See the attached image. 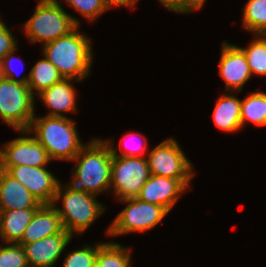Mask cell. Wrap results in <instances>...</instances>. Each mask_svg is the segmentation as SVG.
Wrapping results in <instances>:
<instances>
[{
    "label": "cell",
    "instance_id": "7",
    "mask_svg": "<svg viewBox=\"0 0 266 267\" xmlns=\"http://www.w3.org/2000/svg\"><path fill=\"white\" fill-rule=\"evenodd\" d=\"M127 203L126 207L116 216L106 232L109 236L127 234L129 232H144L158 225L169 213L161 205H155L129 198L119 200Z\"/></svg>",
    "mask_w": 266,
    "mask_h": 267
},
{
    "label": "cell",
    "instance_id": "22",
    "mask_svg": "<svg viewBox=\"0 0 266 267\" xmlns=\"http://www.w3.org/2000/svg\"><path fill=\"white\" fill-rule=\"evenodd\" d=\"M130 251L129 247L105 242L98 249L95 265L97 267H130Z\"/></svg>",
    "mask_w": 266,
    "mask_h": 267
},
{
    "label": "cell",
    "instance_id": "27",
    "mask_svg": "<svg viewBox=\"0 0 266 267\" xmlns=\"http://www.w3.org/2000/svg\"><path fill=\"white\" fill-rule=\"evenodd\" d=\"M135 136L139 137V143H140L141 142L140 139H141V137H143L142 134L129 132L126 136L124 135V138L121 139L122 143L120 142V144H119V146H120L119 149L123 153L121 152L119 154L117 153V148H114V145L112 144V142H110L109 140H105L108 143V145H109V147L111 149L112 156L143 157L144 154L146 153L145 151L147 150V146H148L147 138H144L146 140L145 144L141 143L142 145L141 144H139V145L137 144L136 145L137 142L135 144L132 142V138L135 137ZM134 139H137V138H134ZM136 141H138V140H136ZM131 144H132V146H131Z\"/></svg>",
    "mask_w": 266,
    "mask_h": 267
},
{
    "label": "cell",
    "instance_id": "28",
    "mask_svg": "<svg viewBox=\"0 0 266 267\" xmlns=\"http://www.w3.org/2000/svg\"><path fill=\"white\" fill-rule=\"evenodd\" d=\"M65 2L89 21H94L111 8L105 0H65Z\"/></svg>",
    "mask_w": 266,
    "mask_h": 267
},
{
    "label": "cell",
    "instance_id": "21",
    "mask_svg": "<svg viewBox=\"0 0 266 267\" xmlns=\"http://www.w3.org/2000/svg\"><path fill=\"white\" fill-rule=\"evenodd\" d=\"M248 121L266 126V93L252 92L241 100V127Z\"/></svg>",
    "mask_w": 266,
    "mask_h": 267
},
{
    "label": "cell",
    "instance_id": "13",
    "mask_svg": "<svg viewBox=\"0 0 266 267\" xmlns=\"http://www.w3.org/2000/svg\"><path fill=\"white\" fill-rule=\"evenodd\" d=\"M72 237L63 229L35 242L18 244L24 248L29 267H53Z\"/></svg>",
    "mask_w": 266,
    "mask_h": 267
},
{
    "label": "cell",
    "instance_id": "29",
    "mask_svg": "<svg viewBox=\"0 0 266 267\" xmlns=\"http://www.w3.org/2000/svg\"><path fill=\"white\" fill-rule=\"evenodd\" d=\"M10 29L0 20V63L11 51L17 49V42Z\"/></svg>",
    "mask_w": 266,
    "mask_h": 267
},
{
    "label": "cell",
    "instance_id": "25",
    "mask_svg": "<svg viewBox=\"0 0 266 267\" xmlns=\"http://www.w3.org/2000/svg\"><path fill=\"white\" fill-rule=\"evenodd\" d=\"M102 244L99 242L94 247L84 245L82 249H77L69 253L66 255L62 267H94L98 249Z\"/></svg>",
    "mask_w": 266,
    "mask_h": 267
},
{
    "label": "cell",
    "instance_id": "17",
    "mask_svg": "<svg viewBox=\"0 0 266 267\" xmlns=\"http://www.w3.org/2000/svg\"><path fill=\"white\" fill-rule=\"evenodd\" d=\"M42 204L17 179L3 172L0 180L1 210L39 208Z\"/></svg>",
    "mask_w": 266,
    "mask_h": 267
},
{
    "label": "cell",
    "instance_id": "15",
    "mask_svg": "<svg viewBox=\"0 0 266 267\" xmlns=\"http://www.w3.org/2000/svg\"><path fill=\"white\" fill-rule=\"evenodd\" d=\"M73 79H62L50 88L41 91L38 97L49 107L50 112L45 116L51 117H67L62 112H77L76 91L72 86Z\"/></svg>",
    "mask_w": 266,
    "mask_h": 267
},
{
    "label": "cell",
    "instance_id": "2",
    "mask_svg": "<svg viewBox=\"0 0 266 267\" xmlns=\"http://www.w3.org/2000/svg\"><path fill=\"white\" fill-rule=\"evenodd\" d=\"M77 26L69 34L45 43L43 55L57 68L64 79L80 82L90 75L93 60L90 38Z\"/></svg>",
    "mask_w": 266,
    "mask_h": 267
},
{
    "label": "cell",
    "instance_id": "20",
    "mask_svg": "<svg viewBox=\"0 0 266 267\" xmlns=\"http://www.w3.org/2000/svg\"><path fill=\"white\" fill-rule=\"evenodd\" d=\"M43 57L37 61L29 73L27 85L33 95L35 90L39 94L63 79L57 68L45 56Z\"/></svg>",
    "mask_w": 266,
    "mask_h": 267
},
{
    "label": "cell",
    "instance_id": "8",
    "mask_svg": "<svg viewBox=\"0 0 266 267\" xmlns=\"http://www.w3.org/2000/svg\"><path fill=\"white\" fill-rule=\"evenodd\" d=\"M151 175L178 179L186 188L194 177L192 164L173 138H168L148 153Z\"/></svg>",
    "mask_w": 266,
    "mask_h": 267
},
{
    "label": "cell",
    "instance_id": "34",
    "mask_svg": "<svg viewBox=\"0 0 266 267\" xmlns=\"http://www.w3.org/2000/svg\"><path fill=\"white\" fill-rule=\"evenodd\" d=\"M202 6L206 0H197Z\"/></svg>",
    "mask_w": 266,
    "mask_h": 267
},
{
    "label": "cell",
    "instance_id": "10",
    "mask_svg": "<svg viewBox=\"0 0 266 267\" xmlns=\"http://www.w3.org/2000/svg\"><path fill=\"white\" fill-rule=\"evenodd\" d=\"M6 172L17 179L42 204L52 205L60 181L45 167H9Z\"/></svg>",
    "mask_w": 266,
    "mask_h": 267
},
{
    "label": "cell",
    "instance_id": "11",
    "mask_svg": "<svg viewBox=\"0 0 266 267\" xmlns=\"http://www.w3.org/2000/svg\"><path fill=\"white\" fill-rule=\"evenodd\" d=\"M0 149L4 170L12 166L45 167L52 161L46 149L33 137H18Z\"/></svg>",
    "mask_w": 266,
    "mask_h": 267
},
{
    "label": "cell",
    "instance_id": "33",
    "mask_svg": "<svg viewBox=\"0 0 266 267\" xmlns=\"http://www.w3.org/2000/svg\"><path fill=\"white\" fill-rule=\"evenodd\" d=\"M4 166H3V161H2V158H1V155H0V180H1V177H2V174L4 172Z\"/></svg>",
    "mask_w": 266,
    "mask_h": 267
},
{
    "label": "cell",
    "instance_id": "3",
    "mask_svg": "<svg viewBox=\"0 0 266 267\" xmlns=\"http://www.w3.org/2000/svg\"><path fill=\"white\" fill-rule=\"evenodd\" d=\"M75 123L68 117L34 116L28 130L20 134L35 133L36 140L46 149L51 160H72L86 145L78 136Z\"/></svg>",
    "mask_w": 266,
    "mask_h": 267
},
{
    "label": "cell",
    "instance_id": "19",
    "mask_svg": "<svg viewBox=\"0 0 266 267\" xmlns=\"http://www.w3.org/2000/svg\"><path fill=\"white\" fill-rule=\"evenodd\" d=\"M219 96L213 111V120L217 128L225 132H235L241 127V100L232 93Z\"/></svg>",
    "mask_w": 266,
    "mask_h": 267
},
{
    "label": "cell",
    "instance_id": "16",
    "mask_svg": "<svg viewBox=\"0 0 266 267\" xmlns=\"http://www.w3.org/2000/svg\"><path fill=\"white\" fill-rule=\"evenodd\" d=\"M63 230L61 219L53 205H41L34 213L19 243H31L58 234Z\"/></svg>",
    "mask_w": 266,
    "mask_h": 267
},
{
    "label": "cell",
    "instance_id": "4",
    "mask_svg": "<svg viewBox=\"0 0 266 267\" xmlns=\"http://www.w3.org/2000/svg\"><path fill=\"white\" fill-rule=\"evenodd\" d=\"M79 25V20L65 12L58 0H39L22 29L30 42L45 44L69 34Z\"/></svg>",
    "mask_w": 266,
    "mask_h": 267
},
{
    "label": "cell",
    "instance_id": "18",
    "mask_svg": "<svg viewBox=\"0 0 266 267\" xmlns=\"http://www.w3.org/2000/svg\"><path fill=\"white\" fill-rule=\"evenodd\" d=\"M38 208L3 210L0 217V238L7 243H19Z\"/></svg>",
    "mask_w": 266,
    "mask_h": 267
},
{
    "label": "cell",
    "instance_id": "12",
    "mask_svg": "<svg viewBox=\"0 0 266 267\" xmlns=\"http://www.w3.org/2000/svg\"><path fill=\"white\" fill-rule=\"evenodd\" d=\"M218 74L226 83V91L240 92L252 76L245 54L237 45L222 43Z\"/></svg>",
    "mask_w": 266,
    "mask_h": 267
},
{
    "label": "cell",
    "instance_id": "6",
    "mask_svg": "<svg viewBox=\"0 0 266 267\" xmlns=\"http://www.w3.org/2000/svg\"><path fill=\"white\" fill-rule=\"evenodd\" d=\"M34 101L28 85L0 76V118L8 126L17 131L28 130L36 115Z\"/></svg>",
    "mask_w": 266,
    "mask_h": 267
},
{
    "label": "cell",
    "instance_id": "1",
    "mask_svg": "<svg viewBox=\"0 0 266 267\" xmlns=\"http://www.w3.org/2000/svg\"><path fill=\"white\" fill-rule=\"evenodd\" d=\"M72 161H76V166L71 184L65 185L69 190L95 196L111 190L112 152L105 140L92 139Z\"/></svg>",
    "mask_w": 266,
    "mask_h": 267
},
{
    "label": "cell",
    "instance_id": "30",
    "mask_svg": "<svg viewBox=\"0 0 266 267\" xmlns=\"http://www.w3.org/2000/svg\"><path fill=\"white\" fill-rule=\"evenodd\" d=\"M168 10L176 13H190L203 6L197 0H159Z\"/></svg>",
    "mask_w": 266,
    "mask_h": 267
},
{
    "label": "cell",
    "instance_id": "24",
    "mask_svg": "<svg viewBox=\"0 0 266 267\" xmlns=\"http://www.w3.org/2000/svg\"><path fill=\"white\" fill-rule=\"evenodd\" d=\"M257 37L247 48L240 49L246 56L251 73L266 76V35L260 34Z\"/></svg>",
    "mask_w": 266,
    "mask_h": 267
},
{
    "label": "cell",
    "instance_id": "32",
    "mask_svg": "<svg viewBox=\"0 0 266 267\" xmlns=\"http://www.w3.org/2000/svg\"><path fill=\"white\" fill-rule=\"evenodd\" d=\"M112 8L113 6H126L133 8L138 0H105Z\"/></svg>",
    "mask_w": 266,
    "mask_h": 267
},
{
    "label": "cell",
    "instance_id": "23",
    "mask_svg": "<svg viewBox=\"0 0 266 267\" xmlns=\"http://www.w3.org/2000/svg\"><path fill=\"white\" fill-rule=\"evenodd\" d=\"M244 7V29L256 35H266V0H248Z\"/></svg>",
    "mask_w": 266,
    "mask_h": 267
},
{
    "label": "cell",
    "instance_id": "14",
    "mask_svg": "<svg viewBox=\"0 0 266 267\" xmlns=\"http://www.w3.org/2000/svg\"><path fill=\"white\" fill-rule=\"evenodd\" d=\"M186 189L178 179L151 175L136 198L151 204L161 205L170 212L180 198V194Z\"/></svg>",
    "mask_w": 266,
    "mask_h": 267
},
{
    "label": "cell",
    "instance_id": "5",
    "mask_svg": "<svg viewBox=\"0 0 266 267\" xmlns=\"http://www.w3.org/2000/svg\"><path fill=\"white\" fill-rule=\"evenodd\" d=\"M62 198L63 208L58 209L57 201ZM61 219L63 229L72 236L85 232L104 212L103 204L97 202L96 196L85 192H75L59 183L52 204Z\"/></svg>",
    "mask_w": 266,
    "mask_h": 267
},
{
    "label": "cell",
    "instance_id": "9",
    "mask_svg": "<svg viewBox=\"0 0 266 267\" xmlns=\"http://www.w3.org/2000/svg\"><path fill=\"white\" fill-rule=\"evenodd\" d=\"M150 176L147 158L112 156L110 188L119 200L136 198Z\"/></svg>",
    "mask_w": 266,
    "mask_h": 267
},
{
    "label": "cell",
    "instance_id": "31",
    "mask_svg": "<svg viewBox=\"0 0 266 267\" xmlns=\"http://www.w3.org/2000/svg\"><path fill=\"white\" fill-rule=\"evenodd\" d=\"M15 50L9 52L2 60V62L0 63V76L3 77V78H6V79H9L11 81H14V82H18V83H21V84H24V85H27L28 84V80H29V76L30 75H27V76H24L22 78H18L16 79L15 77V74H14V71H13V66L11 67L13 61H14V55L15 54Z\"/></svg>",
    "mask_w": 266,
    "mask_h": 267
},
{
    "label": "cell",
    "instance_id": "26",
    "mask_svg": "<svg viewBox=\"0 0 266 267\" xmlns=\"http://www.w3.org/2000/svg\"><path fill=\"white\" fill-rule=\"evenodd\" d=\"M0 267H29L23 246L17 243L0 245Z\"/></svg>",
    "mask_w": 266,
    "mask_h": 267
}]
</instances>
